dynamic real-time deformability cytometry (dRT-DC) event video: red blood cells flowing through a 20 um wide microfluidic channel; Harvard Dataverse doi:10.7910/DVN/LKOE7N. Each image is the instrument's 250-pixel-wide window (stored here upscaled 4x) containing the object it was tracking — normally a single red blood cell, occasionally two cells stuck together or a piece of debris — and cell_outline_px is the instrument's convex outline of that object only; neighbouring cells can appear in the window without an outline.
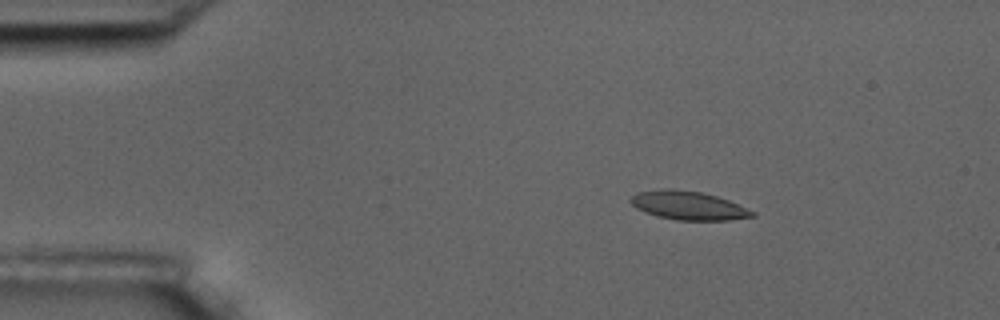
{"species": "common noctule bat (a hibernating species)", "species_latin": "Nyctalus noctula", "temperature_condition": "room temperature", "stored_images_in_passage": 5, "camera_frame_rate_fps": 3000, "um_per_image_px": 0.085, "animal": {"sex": "male", "body_mass_g": 17.5, "forearm_length_mm": 52.3}, "frame": {"image": 1, "passage_image": 3, "time_ms": 3.0, "image_size_px": [1000, 320], "cell_outline_px": [[756, 216], [728, 220], [676, 220], [656, 216], [644, 212], [636, 208], [628, 200], [636, 192], [664, 188], [672, 188], [700, 192], [716, 196], [728, 200], [756, 212]], "centroid_in_image_um": [58.47, 17.46], "position_along_channel_um": 26.5, "area_um2": 20.4}}